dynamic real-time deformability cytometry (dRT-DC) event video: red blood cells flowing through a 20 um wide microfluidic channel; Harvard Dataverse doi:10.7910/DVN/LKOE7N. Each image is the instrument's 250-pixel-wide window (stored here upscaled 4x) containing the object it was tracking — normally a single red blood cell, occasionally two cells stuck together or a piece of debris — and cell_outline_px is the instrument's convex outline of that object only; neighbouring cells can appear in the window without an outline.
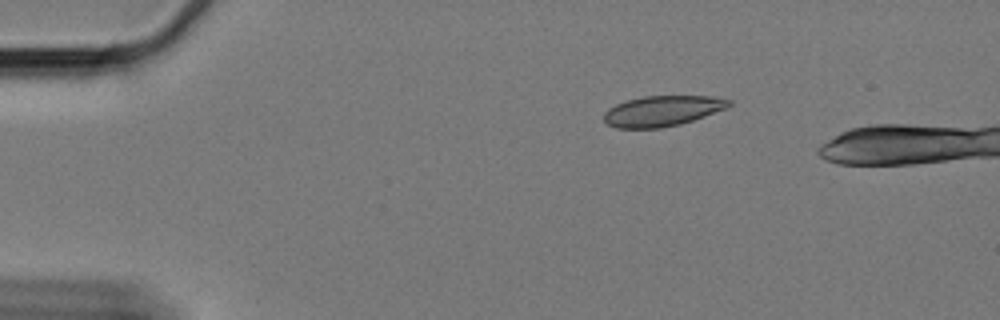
{"species": "Egyptian fruit bat (a non-hibernating species)", "species_latin": "Rousettus aegyptiacus", "temperature_condition": "cold", "stored_images_in_passage": 47, "camera_frame_rate_fps": 3000, "um_per_image_px": 0.085, "animal": {"sex": "female"}, "frame": {"image": 1, "passage_image": 1, "time_ms": 0.0, "image_size_px": [1000, 320], "cell_outline_px": [[732, 104], [728, 108], [680, 124], [660, 128], [616, 128], [608, 124], [604, 120], [604, 112], [608, 108], [616, 104], [628, 100], [644, 96], [712, 96], [732, 100]], "centroid_in_image_um": [56.31, 9.42], "position_along_channel_um": 28.7, "area_um2": 22.2}}
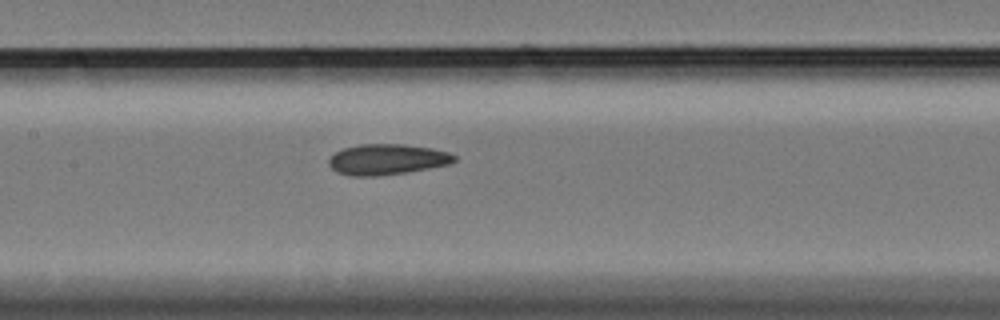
{"frame": {"image": 2, "passage_image": 20, "time_ms": 6.333, "image_size_px": [1000, 320], "cell_outline_px": [[456, 160], [448, 164], [408, 172], [376, 176], [348, 176], [336, 172], [328, 164], [328, 160], [336, 152], [344, 148], [360, 144], [404, 144], [432, 148], [448, 152], [456, 156]], "centroid_in_image_um": [32.88, 13.55], "position_along_channel_um": 174.5, "area_um2": 22.43}}
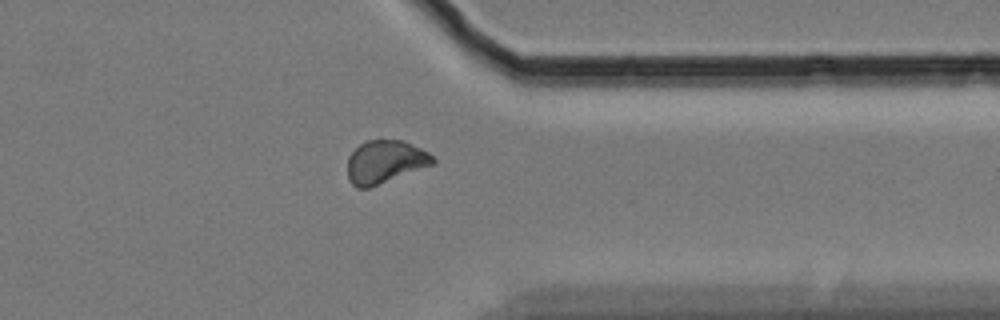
{"frame": {"image": 3, "passage_image": 39, "time_ms": 12.667, "image_size_px": [1000, 320], "cell_outline_px": [[436, 164], [368, 188], [356, 188], [348, 180], [348, 156], [360, 144], [368, 140], [380, 136], [404, 140], [428, 152], [436, 160]], "centroid_in_image_um": [32.74, 13.71], "position_along_channel_um": 378.7, "area_um2": 21.96}, "authors_computed_cell_mechanics": {"area_um2": 22.1374, "velocity_mm_per_s": 3.2898, "shape_relaxation_time_tau1_ms": null, "shape_relaxation_time_tau2_ms": 2.3966, "deformation_change_tau1": null, "deformation_change_tau2": 0.0445}}